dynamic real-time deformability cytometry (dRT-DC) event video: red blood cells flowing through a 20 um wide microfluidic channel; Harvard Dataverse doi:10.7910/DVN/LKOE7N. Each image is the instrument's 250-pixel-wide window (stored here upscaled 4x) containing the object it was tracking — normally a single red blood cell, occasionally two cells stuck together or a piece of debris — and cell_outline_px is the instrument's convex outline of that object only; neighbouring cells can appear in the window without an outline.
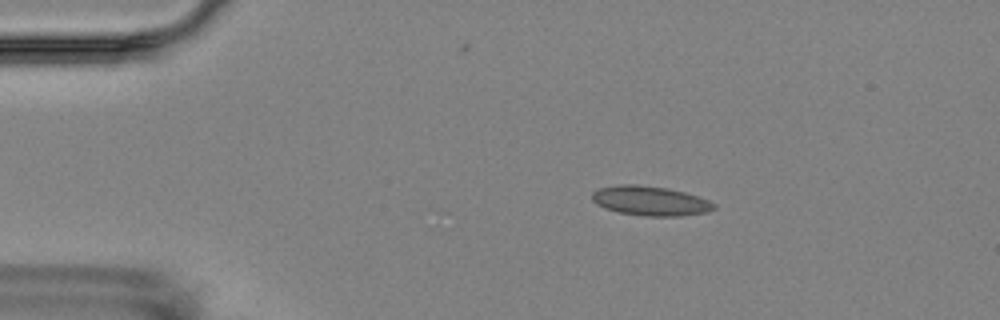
{"species": "Egyptian fruit bat (a non-hibernating species)", "species_latin": "Rousettus aegyptiacus", "temperature_condition": "room temperature", "stored_images_in_passage": 5, "camera_frame_rate_fps": 3000, "um_per_image_px": 0.085, "animal": {"sex": "female"}, "frame": {"image": 1, "passage_image": 2, "time_ms": 1.0, "image_size_px": [1000, 320], "cell_outline_px": [[716, 208], [708, 212], [680, 216], [644, 216], [620, 212], [604, 208], [596, 204], [592, 200], [592, 192], [600, 188], [620, 184], [636, 184], [668, 188], [684, 192], [708, 200], [716, 204]], "centroid_in_image_um": [55.27, 17.07], "position_along_channel_um": 29.7, "area_um2": 20.98}}
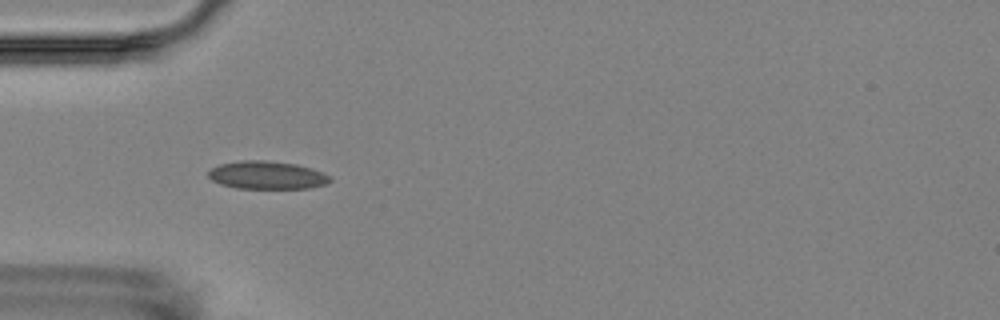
{"frame": {"image": 2, "passage_image": 4, "time_ms": 3.333, "image_size_px": [1000, 320], "cell_outline_px": [[332, 180], [324, 184], [312, 188], [236, 188], [220, 184], [212, 180], [208, 176], [208, 168], [220, 164], [244, 160], [264, 160], [296, 164], [312, 168], [324, 172]], "centroid_in_image_um": [22.67, 14.88], "position_along_channel_um": 62.3, "area_um2": 19.88}}
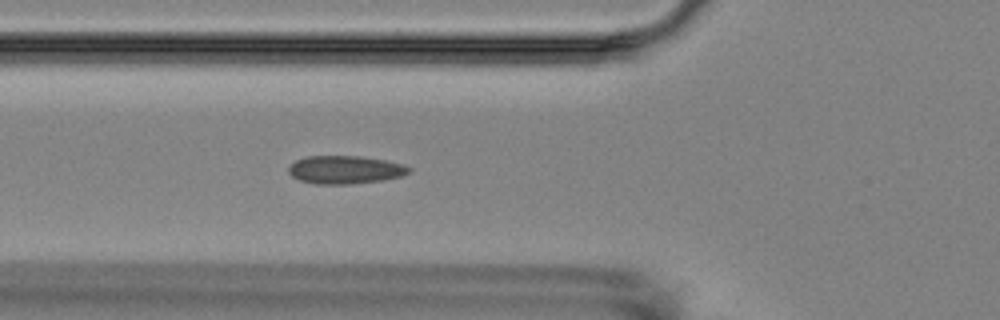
{"frame": {"image": 3, "passage_image": 5, "time_ms": 4.333, "image_size_px": [1000, 320], "cell_outline_px": [[412, 168], [408, 172], [400, 176], [384, 180], [352, 184], [316, 184], [300, 180], [292, 176], [288, 172], [288, 168], [296, 160], [308, 156], [360, 156], [384, 160], [404, 164]], "centroid_in_image_um": [29.34, 14.43], "position_along_channel_um": 96.5, "area_um2": 19.65}}